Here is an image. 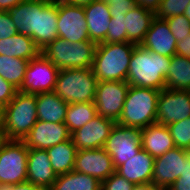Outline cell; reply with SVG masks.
Listing matches in <instances>:
<instances>
[{"mask_svg":"<svg viewBox=\"0 0 190 190\" xmlns=\"http://www.w3.org/2000/svg\"><path fill=\"white\" fill-rule=\"evenodd\" d=\"M171 57L150 52L140 45L133 49L127 75L130 86L157 89L165 88V77Z\"/></svg>","mask_w":190,"mask_h":190,"instance_id":"6da1fadb","label":"cell"},{"mask_svg":"<svg viewBox=\"0 0 190 190\" xmlns=\"http://www.w3.org/2000/svg\"><path fill=\"white\" fill-rule=\"evenodd\" d=\"M136 44H97L92 69L98 81H126L130 58Z\"/></svg>","mask_w":190,"mask_h":190,"instance_id":"7a4b0ae2","label":"cell"},{"mask_svg":"<svg viewBox=\"0 0 190 190\" xmlns=\"http://www.w3.org/2000/svg\"><path fill=\"white\" fill-rule=\"evenodd\" d=\"M159 93L157 89L130 86L116 123L140 130L156 123Z\"/></svg>","mask_w":190,"mask_h":190,"instance_id":"3957f363","label":"cell"},{"mask_svg":"<svg viewBox=\"0 0 190 190\" xmlns=\"http://www.w3.org/2000/svg\"><path fill=\"white\" fill-rule=\"evenodd\" d=\"M98 79L92 67L58 71L54 92L67 104L94 103Z\"/></svg>","mask_w":190,"mask_h":190,"instance_id":"277c9868","label":"cell"},{"mask_svg":"<svg viewBox=\"0 0 190 190\" xmlns=\"http://www.w3.org/2000/svg\"><path fill=\"white\" fill-rule=\"evenodd\" d=\"M97 44L93 41L70 43L57 37L40 53L59 70L92 67Z\"/></svg>","mask_w":190,"mask_h":190,"instance_id":"5b68a950","label":"cell"},{"mask_svg":"<svg viewBox=\"0 0 190 190\" xmlns=\"http://www.w3.org/2000/svg\"><path fill=\"white\" fill-rule=\"evenodd\" d=\"M37 119L36 94L17 91L5 106L4 131L8 140H23Z\"/></svg>","mask_w":190,"mask_h":190,"instance_id":"8992f818","label":"cell"},{"mask_svg":"<svg viewBox=\"0 0 190 190\" xmlns=\"http://www.w3.org/2000/svg\"><path fill=\"white\" fill-rule=\"evenodd\" d=\"M28 147L22 140H7L0 149V185L27 181Z\"/></svg>","mask_w":190,"mask_h":190,"instance_id":"52a82bcc","label":"cell"},{"mask_svg":"<svg viewBox=\"0 0 190 190\" xmlns=\"http://www.w3.org/2000/svg\"><path fill=\"white\" fill-rule=\"evenodd\" d=\"M186 170H190V153L175 147L155 158L152 184L167 190Z\"/></svg>","mask_w":190,"mask_h":190,"instance_id":"ba28073f","label":"cell"},{"mask_svg":"<svg viewBox=\"0 0 190 190\" xmlns=\"http://www.w3.org/2000/svg\"><path fill=\"white\" fill-rule=\"evenodd\" d=\"M103 149L112 157L115 169L142 149L140 129L115 124Z\"/></svg>","mask_w":190,"mask_h":190,"instance_id":"9c48e42d","label":"cell"},{"mask_svg":"<svg viewBox=\"0 0 190 190\" xmlns=\"http://www.w3.org/2000/svg\"><path fill=\"white\" fill-rule=\"evenodd\" d=\"M59 69L41 53L29 60L20 92L37 94L54 91Z\"/></svg>","mask_w":190,"mask_h":190,"instance_id":"30bf717a","label":"cell"},{"mask_svg":"<svg viewBox=\"0 0 190 190\" xmlns=\"http://www.w3.org/2000/svg\"><path fill=\"white\" fill-rule=\"evenodd\" d=\"M130 85L127 81H98L94 104L97 114L119 119Z\"/></svg>","mask_w":190,"mask_h":190,"instance_id":"8fae6325","label":"cell"},{"mask_svg":"<svg viewBox=\"0 0 190 190\" xmlns=\"http://www.w3.org/2000/svg\"><path fill=\"white\" fill-rule=\"evenodd\" d=\"M57 15L58 37L70 43L90 40L83 7L57 0Z\"/></svg>","mask_w":190,"mask_h":190,"instance_id":"7c38bea8","label":"cell"},{"mask_svg":"<svg viewBox=\"0 0 190 190\" xmlns=\"http://www.w3.org/2000/svg\"><path fill=\"white\" fill-rule=\"evenodd\" d=\"M190 117V90L160 91L156 123L168 126Z\"/></svg>","mask_w":190,"mask_h":190,"instance_id":"4fadbf2b","label":"cell"},{"mask_svg":"<svg viewBox=\"0 0 190 190\" xmlns=\"http://www.w3.org/2000/svg\"><path fill=\"white\" fill-rule=\"evenodd\" d=\"M116 122L101 115L71 133V140L77 151L103 148Z\"/></svg>","mask_w":190,"mask_h":190,"instance_id":"5bb4252c","label":"cell"},{"mask_svg":"<svg viewBox=\"0 0 190 190\" xmlns=\"http://www.w3.org/2000/svg\"><path fill=\"white\" fill-rule=\"evenodd\" d=\"M74 171L93 176L102 183L116 169L112 157L103 148H99L77 151Z\"/></svg>","mask_w":190,"mask_h":190,"instance_id":"9a60e30c","label":"cell"},{"mask_svg":"<svg viewBox=\"0 0 190 190\" xmlns=\"http://www.w3.org/2000/svg\"><path fill=\"white\" fill-rule=\"evenodd\" d=\"M69 139H71V133L65 123L38 120L22 141L28 149L47 150Z\"/></svg>","mask_w":190,"mask_h":190,"instance_id":"2e32d148","label":"cell"},{"mask_svg":"<svg viewBox=\"0 0 190 190\" xmlns=\"http://www.w3.org/2000/svg\"><path fill=\"white\" fill-rule=\"evenodd\" d=\"M177 41L166 20L154 18L140 46L150 52L172 57L176 54Z\"/></svg>","mask_w":190,"mask_h":190,"instance_id":"e0dca14e","label":"cell"},{"mask_svg":"<svg viewBox=\"0 0 190 190\" xmlns=\"http://www.w3.org/2000/svg\"><path fill=\"white\" fill-rule=\"evenodd\" d=\"M57 20V0H41L35 21V45L40 51L58 37Z\"/></svg>","mask_w":190,"mask_h":190,"instance_id":"ac0fdd59","label":"cell"},{"mask_svg":"<svg viewBox=\"0 0 190 190\" xmlns=\"http://www.w3.org/2000/svg\"><path fill=\"white\" fill-rule=\"evenodd\" d=\"M57 174L52 168L49 155L43 149H29L27 158V181L30 183L50 189Z\"/></svg>","mask_w":190,"mask_h":190,"instance_id":"d6986e66","label":"cell"},{"mask_svg":"<svg viewBox=\"0 0 190 190\" xmlns=\"http://www.w3.org/2000/svg\"><path fill=\"white\" fill-rule=\"evenodd\" d=\"M155 158L144 149L125 163L120 165L116 172L134 185L152 183Z\"/></svg>","mask_w":190,"mask_h":190,"instance_id":"ffe728a7","label":"cell"},{"mask_svg":"<svg viewBox=\"0 0 190 190\" xmlns=\"http://www.w3.org/2000/svg\"><path fill=\"white\" fill-rule=\"evenodd\" d=\"M83 8L89 39L96 44L104 43L111 19L109 5L104 1L97 0Z\"/></svg>","mask_w":190,"mask_h":190,"instance_id":"44dd1931","label":"cell"},{"mask_svg":"<svg viewBox=\"0 0 190 190\" xmlns=\"http://www.w3.org/2000/svg\"><path fill=\"white\" fill-rule=\"evenodd\" d=\"M141 147L154 158L160 157L175 148L167 126L154 123L140 130Z\"/></svg>","mask_w":190,"mask_h":190,"instance_id":"7402d4cb","label":"cell"},{"mask_svg":"<svg viewBox=\"0 0 190 190\" xmlns=\"http://www.w3.org/2000/svg\"><path fill=\"white\" fill-rule=\"evenodd\" d=\"M37 119L44 122L64 123L68 104L54 91L37 93Z\"/></svg>","mask_w":190,"mask_h":190,"instance_id":"603a6c76","label":"cell"},{"mask_svg":"<svg viewBox=\"0 0 190 190\" xmlns=\"http://www.w3.org/2000/svg\"><path fill=\"white\" fill-rule=\"evenodd\" d=\"M155 14L142 7L134 6L125 15L124 23L127 32V42L140 45L150 29Z\"/></svg>","mask_w":190,"mask_h":190,"instance_id":"cb8c5ba5","label":"cell"},{"mask_svg":"<svg viewBox=\"0 0 190 190\" xmlns=\"http://www.w3.org/2000/svg\"><path fill=\"white\" fill-rule=\"evenodd\" d=\"M36 10H41V0H25L8 11L18 32L30 36L34 43Z\"/></svg>","mask_w":190,"mask_h":190,"instance_id":"d4e9b609","label":"cell"},{"mask_svg":"<svg viewBox=\"0 0 190 190\" xmlns=\"http://www.w3.org/2000/svg\"><path fill=\"white\" fill-rule=\"evenodd\" d=\"M39 54L40 50L36 47L33 39L20 32L0 40V55L31 60Z\"/></svg>","mask_w":190,"mask_h":190,"instance_id":"484cf974","label":"cell"},{"mask_svg":"<svg viewBox=\"0 0 190 190\" xmlns=\"http://www.w3.org/2000/svg\"><path fill=\"white\" fill-rule=\"evenodd\" d=\"M165 88L190 90V58L173 55L165 77Z\"/></svg>","mask_w":190,"mask_h":190,"instance_id":"4316f807","label":"cell"},{"mask_svg":"<svg viewBox=\"0 0 190 190\" xmlns=\"http://www.w3.org/2000/svg\"><path fill=\"white\" fill-rule=\"evenodd\" d=\"M46 151L57 176L74 170L77 148L71 139L60 142Z\"/></svg>","mask_w":190,"mask_h":190,"instance_id":"83f0119b","label":"cell"},{"mask_svg":"<svg viewBox=\"0 0 190 190\" xmlns=\"http://www.w3.org/2000/svg\"><path fill=\"white\" fill-rule=\"evenodd\" d=\"M102 183L93 176L70 171L58 175L49 190H101Z\"/></svg>","mask_w":190,"mask_h":190,"instance_id":"f1b7e54d","label":"cell"},{"mask_svg":"<svg viewBox=\"0 0 190 190\" xmlns=\"http://www.w3.org/2000/svg\"><path fill=\"white\" fill-rule=\"evenodd\" d=\"M96 106L92 102L68 104L65 117V125L70 133L81 128L97 116Z\"/></svg>","mask_w":190,"mask_h":190,"instance_id":"f546056e","label":"cell"},{"mask_svg":"<svg viewBox=\"0 0 190 190\" xmlns=\"http://www.w3.org/2000/svg\"><path fill=\"white\" fill-rule=\"evenodd\" d=\"M29 60L0 55V76L19 89L23 83Z\"/></svg>","mask_w":190,"mask_h":190,"instance_id":"4dcf8cb0","label":"cell"},{"mask_svg":"<svg viewBox=\"0 0 190 190\" xmlns=\"http://www.w3.org/2000/svg\"><path fill=\"white\" fill-rule=\"evenodd\" d=\"M174 144L178 148L189 150L190 148V117L171 123L168 126Z\"/></svg>","mask_w":190,"mask_h":190,"instance_id":"1f68e13d","label":"cell"},{"mask_svg":"<svg viewBox=\"0 0 190 190\" xmlns=\"http://www.w3.org/2000/svg\"><path fill=\"white\" fill-rule=\"evenodd\" d=\"M125 15H113L108 26L105 43L127 42V32L124 23Z\"/></svg>","mask_w":190,"mask_h":190,"instance_id":"d6a6232c","label":"cell"},{"mask_svg":"<svg viewBox=\"0 0 190 190\" xmlns=\"http://www.w3.org/2000/svg\"><path fill=\"white\" fill-rule=\"evenodd\" d=\"M189 3L190 0H162L155 17L165 20L173 16L184 14Z\"/></svg>","mask_w":190,"mask_h":190,"instance_id":"836d02e7","label":"cell"},{"mask_svg":"<svg viewBox=\"0 0 190 190\" xmlns=\"http://www.w3.org/2000/svg\"><path fill=\"white\" fill-rule=\"evenodd\" d=\"M165 20L177 42H180L190 34V20L184 14L173 16Z\"/></svg>","mask_w":190,"mask_h":190,"instance_id":"e575fe53","label":"cell"},{"mask_svg":"<svg viewBox=\"0 0 190 190\" xmlns=\"http://www.w3.org/2000/svg\"><path fill=\"white\" fill-rule=\"evenodd\" d=\"M134 184L119 175L116 171L102 182L101 190H133Z\"/></svg>","mask_w":190,"mask_h":190,"instance_id":"d590c367","label":"cell"},{"mask_svg":"<svg viewBox=\"0 0 190 190\" xmlns=\"http://www.w3.org/2000/svg\"><path fill=\"white\" fill-rule=\"evenodd\" d=\"M18 33L8 11L0 10V40L9 38Z\"/></svg>","mask_w":190,"mask_h":190,"instance_id":"8d00e7d4","label":"cell"},{"mask_svg":"<svg viewBox=\"0 0 190 190\" xmlns=\"http://www.w3.org/2000/svg\"><path fill=\"white\" fill-rule=\"evenodd\" d=\"M18 91L11 83L0 76V103L6 106L16 95Z\"/></svg>","mask_w":190,"mask_h":190,"instance_id":"74e56055","label":"cell"},{"mask_svg":"<svg viewBox=\"0 0 190 190\" xmlns=\"http://www.w3.org/2000/svg\"><path fill=\"white\" fill-rule=\"evenodd\" d=\"M111 16L126 15L128 11L135 6L134 0H127V2H115L108 4Z\"/></svg>","mask_w":190,"mask_h":190,"instance_id":"f35d334b","label":"cell"},{"mask_svg":"<svg viewBox=\"0 0 190 190\" xmlns=\"http://www.w3.org/2000/svg\"><path fill=\"white\" fill-rule=\"evenodd\" d=\"M167 190H190V170H186Z\"/></svg>","mask_w":190,"mask_h":190,"instance_id":"ab89813d","label":"cell"},{"mask_svg":"<svg viewBox=\"0 0 190 190\" xmlns=\"http://www.w3.org/2000/svg\"><path fill=\"white\" fill-rule=\"evenodd\" d=\"M0 190H49L45 187L36 186L29 181L15 185H0Z\"/></svg>","mask_w":190,"mask_h":190,"instance_id":"60d3db41","label":"cell"},{"mask_svg":"<svg viewBox=\"0 0 190 190\" xmlns=\"http://www.w3.org/2000/svg\"><path fill=\"white\" fill-rule=\"evenodd\" d=\"M162 0H134L135 6L142 7L154 14L158 11Z\"/></svg>","mask_w":190,"mask_h":190,"instance_id":"b9f144b4","label":"cell"},{"mask_svg":"<svg viewBox=\"0 0 190 190\" xmlns=\"http://www.w3.org/2000/svg\"><path fill=\"white\" fill-rule=\"evenodd\" d=\"M176 54L190 58V34L176 45Z\"/></svg>","mask_w":190,"mask_h":190,"instance_id":"7bdbcfd3","label":"cell"},{"mask_svg":"<svg viewBox=\"0 0 190 190\" xmlns=\"http://www.w3.org/2000/svg\"><path fill=\"white\" fill-rule=\"evenodd\" d=\"M25 0H0V10L9 11Z\"/></svg>","mask_w":190,"mask_h":190,"instance_id":"ee69618b","label":"cell"},{"mask_svg":"<svg viewBox=\"0 0 190 190\" xmlns=\"http://www.w3.org/2000/svg\"><path fill=\"white\" fill-rule=\"evenodd\" d=\"M61 2L70 4V5H76V6H80V7H85L89 4H91L94 1L97 0H60Z\"/></svg>","mask_w":190,"mask_h":190,"instance_id":"f6af8a7d","label":"cell"},{"mask_svg":"<svg viewBox=\"0 0 190 190\" xmlns=\"http://www.w3.org/2000/svg\"><path fill=\"white\" fill-rule=\"evenodd\" d=\"M133 190H162L159 187L154 186L152 183L135 185Z\"/></svg>","mask_w":190,"mask_h":190,"instance_id":"bcb514c9","label":"cell"},{"mask_svg":"<svg viewBox=\"0 0 190 190\" xmlns=\"http://www.w3.org/2000/svg\"><path fill=\"white\" fill-rule=\"evenodd\" d=\"M5 106L0 103V128H4Z\"/></svg>","mask_w":190,"mask_h":190,"instance_id":"7dc6e473","label":"cell"},{"mask_svg":"<svg viewBox=\"0 0 190 190\" xmlns=\"http://www.w3.org/2000/svg\"><path fill=\"white\" fill-rule=\"evenodd\" d=\"M8 139L3 128H0V149Z\"/></svg>","mask_w":190,"mask_h":190,"instance_id":"c3c4849f","label":"cell"},{"mask_svg":"<svg viewBox=\"0 0 190 190\" xmlns=\"http://www.w3.org/2000/svg\"><path fill=\"white\" fill-rule=\"evenodd\" d=\"M106 2L107 4H114L115 2H127V0H101Z\"/></svg>","mask_w":190,"mask_h":190,"instance_id":"681fc988","label":"cell"},{"mask_svg":"<svg viewBox=\"0 0 190 190\" xmlns=\"http://www.w3.org/2000/svg\"><path fill=\"white\" fill-rule=\"evenodd\" d=\"M184 15L190 20V3L186 7Z\"/></svg>","mask_w":190,"mask_h":190,"instance_id":"f907efd6","label":"cell"}]
</instances>
